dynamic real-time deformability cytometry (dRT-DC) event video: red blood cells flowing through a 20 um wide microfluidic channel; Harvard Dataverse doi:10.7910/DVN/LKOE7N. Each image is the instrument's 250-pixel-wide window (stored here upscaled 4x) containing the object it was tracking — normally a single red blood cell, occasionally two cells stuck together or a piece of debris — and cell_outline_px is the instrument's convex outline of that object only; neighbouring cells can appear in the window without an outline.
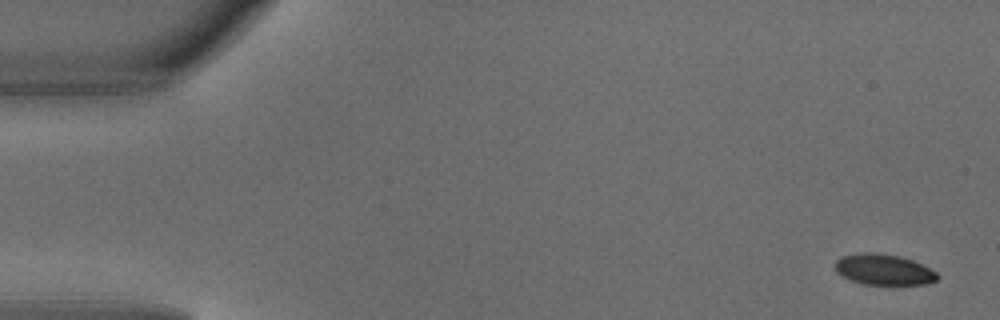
{"species": "common noctule bat (a hibernating species)", "species_latin": "Nyctalus noctula", "temperature_condition": "warm", "stored_images_in_passage": 5, "camera_frame_rate_fps": 3000, "um_per_image_px": 0.085, "animal": {"sex": "male", "body_mass_g": 18.8}, "frame": {"image": 1, "passage_image": 1, "time_ms": 0.0, "image_size_px": [1000, 320], "cell_outline_px": [[940, 276], [936, 280], [924, 284], [864, 284], [840, 276], [836, 272], [836, 260], [840, 256], [864, 252], [876, 252], [900, 256], [912, 260], [936, 272]], "centroid_in_image_um": [75.08, 22.9], "position_along_channel_um": 9.9, "area_um2": 18.26}}
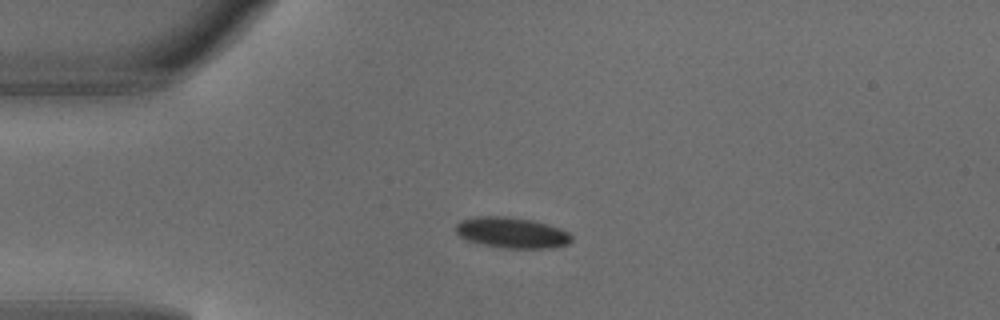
{"frame": {"image": 2, "passage_image": 4, "time_ms": 1.0, "image_size_px": [1000, 320], "cell_outline_px": [[572, 240], [568, 244], [552, 248], [500, 248], [480, 244], [468, 240], [460, 236], [456, 232], [456, 224], [460, 220], [472, 216], [508, 216], [532, 220], [548, 224], [560, 228], [568, 232], [572, 236]], "centroid_in_image_um": [43.49, 19.77], "position_along_channel_um": 41.5, "area_um2": 21.04}}
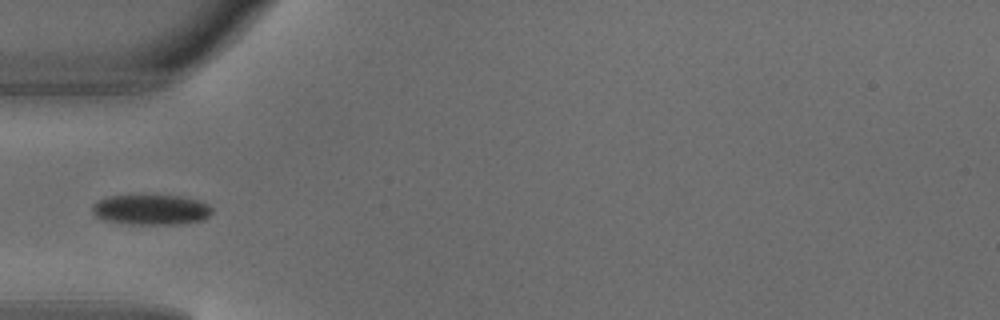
{"frame": {"image": 3, "passage_image": 5, "time_ms": 1.333, "image_size_px": [1000, 320], "cell_outline_px": [[212, 212], [204, 220], [176, 224], [132, 224], [104, 220], [96, 216], [92, 212], [92, 204], [96, 200], [108, 196], [180, 196], [196, 200], [208, 204], [212, 208]], "centroid_in_image_um": [12.82, 17.83], "position_along_channel_um": 72.2, "area_um2": 20.98}}